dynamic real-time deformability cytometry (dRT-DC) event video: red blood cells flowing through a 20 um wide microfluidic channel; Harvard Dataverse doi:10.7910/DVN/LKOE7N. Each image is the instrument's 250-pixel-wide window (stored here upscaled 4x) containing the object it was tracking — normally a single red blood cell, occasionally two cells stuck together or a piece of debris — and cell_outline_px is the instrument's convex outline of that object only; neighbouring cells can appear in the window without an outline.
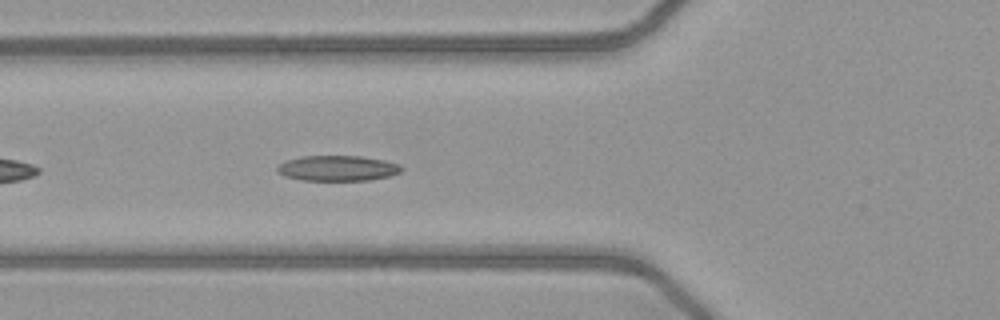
{"species": "common noctule bat (a hibernating species)", "species_latin": "Nyctalus noctula", "temperature_condition": "warm", "stored_images_in_passage": 33, "camera_frame_rate_fps": 3000, "um_per_image_px": 0.085, "animal": {"sex": "female", "body_mass_g": 21.9}, "frame": {"image": 1, "passage_image": 5, "time_ms": 1.333, "image_size_px": [1000, 320], "cell_outline_px": [[404, 168], [400, 172], [388, 176], [368, 180], [300, 180], [284, 176], [276, 172], [276, 168], [284, 160], [304, 156], [360, 156], [384, 160], [400, 164]], "centroid_in_image_um": [28.67, 14.29], "position_along_channel_um": 97.1, "area_um2": 18.44}}
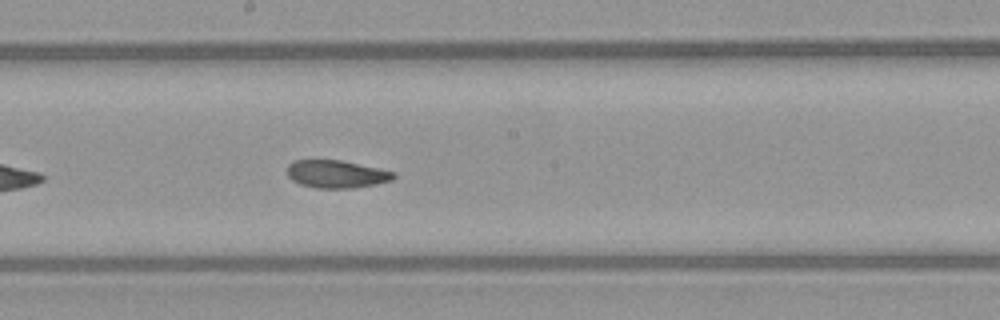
{"frame": {"image": 2, "passage_image": 14, "time_ms": 4.333, "image_size_px": [1000, 320], "cell_outline_px": [[396, 176], [392, 180], [376, 184], [352, 188], [316, 188], [300, 184], [292, 180], [288, 176], [288, 164], [292, 160], [340, 160], [380, 168], [396, 172]], "centroid_in_image_um": [28.61, 14.79], "position_along_channel_um": 219.6, "area_um2": 17.28}}
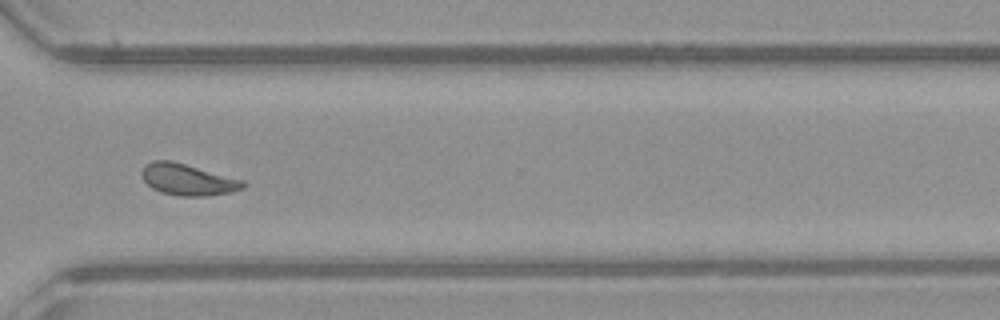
{"frame": {"image": 3, "passage_image": 24, "time_ms": 7.667, "image_size_px": [1000, 320], "cell_outline_px": [[248, 184], [244, 188], [228, 192], [208, 196], [180, 196], [160, 192], [152, 188], [140, 176], [140, 172], [144, 164], [152, 160], [172, 160], [244, 180]], "centroid_in_image_um": [15.93, 15.25], "position_along_channel_um": 354.7, "area_um2": 18.79}, "authors_computed_cell_mechanics": {"area_um2": 18.3226, "velocity_mm_per_s": 4.0614, "shape_relaxation_time_tau1_ms": 3.9441, "shape_relaxation_time_tau2_ms": 1.7244, "deformation_change_tau1": 0.1314, "deformation_change_tau2": 0.0823}}